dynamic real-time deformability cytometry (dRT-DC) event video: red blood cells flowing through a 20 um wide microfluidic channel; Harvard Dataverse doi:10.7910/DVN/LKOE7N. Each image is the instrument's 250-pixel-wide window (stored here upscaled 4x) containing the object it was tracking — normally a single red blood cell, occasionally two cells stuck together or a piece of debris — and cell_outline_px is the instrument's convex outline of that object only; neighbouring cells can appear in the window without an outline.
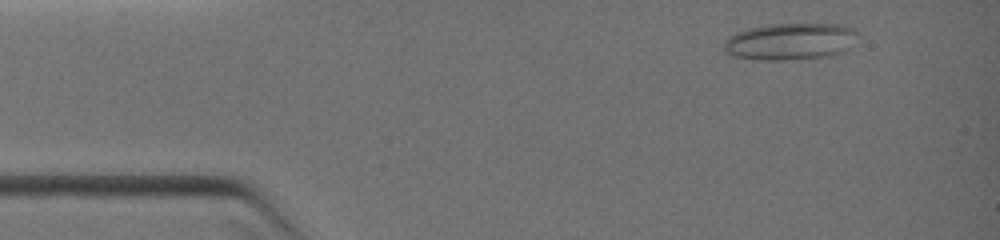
{"species": "common noctule bat (a hibernating species)", "species_latin": "Nyctalus noctula", "temperature_condition": "warm", "stored_images_in_passage": 53, "camera_frame_rate_fps": 3000, "um_per_image_px": 0.085, "animal": {"sex": "female", "body_mass_g": 19.0, "forearm_length_mm": 51.5}, "frame": {"image": 1, "passage_image": 6, "time_ms": 0.667, "image_size_px": [1000, 240], "cell_outline_px": [[856, 32], [844, 52], [828, 56], [784, 60], [760, 60], [732, 56], [724, 52], [724, 40], [728, 36], [736, 32], [748, 28], [764, 24], [840, 24], [852, 28]], "centroid_in_image_um": [67.06, 3.52], "position_along_channel_um": 17.9, "area_um2": 28.61}}
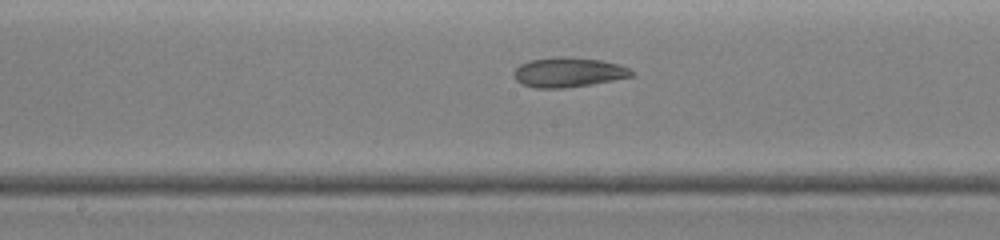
{"frame": {"image": 2, "passage_image": 32, "time_ms": 5.667, "image_size_px": [1000, 240], "cell_outline_px": [[632, 76], [592, 84], [564, 88], [536, 88], [524, 84], [516, 80], [512, 76], [512, 72], [520, 64], [528, 60], [552, 56], [572, 56], [600, 60], [620, 64], [628, 68], [632, 72]], "centroid_in_image_um": [48.25, 6.12], "position_along_channel_um": 199.9, "area_um2": 20.58}}
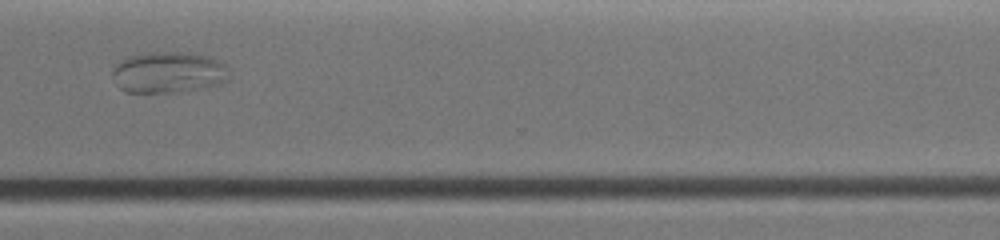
{"frame": {"image": 3, "passage_image": 52, "time_ms": 8.667, "image_size_px": [1000, 240], "cell_outline_px": [[232, 76], [228, 80], [220, 84], [200, 88], [176, 92], [124, 92], [116, 84], [112, 76], [112, 72], [116, 64], [120, 60], [128, 56], [148, 52], [184, 52], [208, 56], [220, 60], [228, 68]], "centroid_in_image_um": [14.34, 6.14], "position_along_channel_um": 356.3, "area_um2": 28.38}}